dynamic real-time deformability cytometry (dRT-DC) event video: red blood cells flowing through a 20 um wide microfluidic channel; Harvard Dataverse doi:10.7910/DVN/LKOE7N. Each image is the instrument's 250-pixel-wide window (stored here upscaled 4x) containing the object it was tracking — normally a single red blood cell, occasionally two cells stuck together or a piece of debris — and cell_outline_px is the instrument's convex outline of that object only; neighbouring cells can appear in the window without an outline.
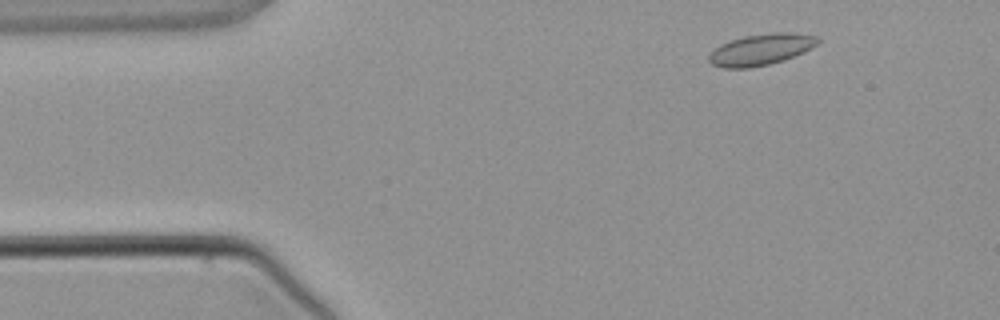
{"species": "common noctule bat (a hibernating species)", "species_latin": "Nyctalus noctula", "temperature_condition": "warm", "stored_images_in_passage": 2, "camera_frame_rate_fps": 3000, "um_per_image_px": 0.085, "animal": {"sex": "male", "body_mass_g": 21.5, "forearm_length_mm": 52.0}, "frame": {"image": 1, "passage_image": 1, "time_ms": 0.0, "image_size_px": [1000, 320], "cell_outline_px": [[820, 40], [816, 44], [804, 52], [784, 60], [768, 64], [748, 68], [724, 68], [712, 64], [708, 60], [708, 56], [720, 44], [744, 36], [776, 32], [792, 32], [816, 36]], "centroid_in_image_um": [64.68, 4.21], "position_along_channel_um": 20.3, "area_um2": 19.65}}